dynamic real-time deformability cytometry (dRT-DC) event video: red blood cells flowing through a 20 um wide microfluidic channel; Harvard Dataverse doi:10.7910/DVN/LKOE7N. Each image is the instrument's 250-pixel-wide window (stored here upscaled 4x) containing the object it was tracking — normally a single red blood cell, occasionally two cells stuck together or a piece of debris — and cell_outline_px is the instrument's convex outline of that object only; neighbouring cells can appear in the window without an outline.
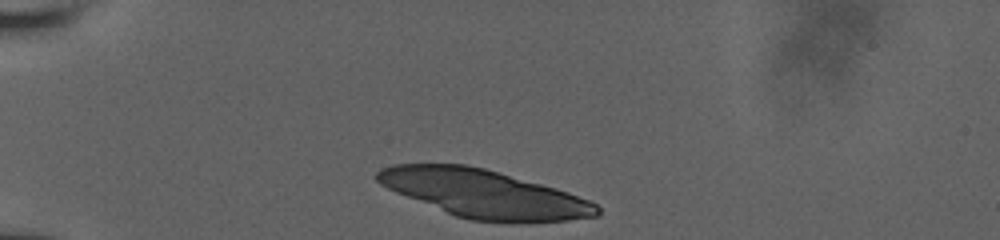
{"species": "human", "species_latin": "Homo sapiens", "temperature_condition": "room temperature", "stored_images_in_passage": 44, "camera_frame_rate_fps": 3000, "um_per_image_px": 0.085, "donor": {"sex": "male"}, "frame": {"image": 1, "passage_image": 1, "time_ms": 0.0, "image_size_px": [1000, 240], "cell_outline_px": [[600, 216], [568, 220], [528, 224], [512, 224], [472, 220], [456, 216], [396, 192], [380, 184], [376, 180], [376, 172], [392, 164], [468, 164], [484, 168], [556, 188], [568, 192], [588, 200], [596, 204], [600, 208]], "centroid_in_image_um": [41.2, 16.49], "position_along_channel_um": 43.8, "area_um2": 61.56}}
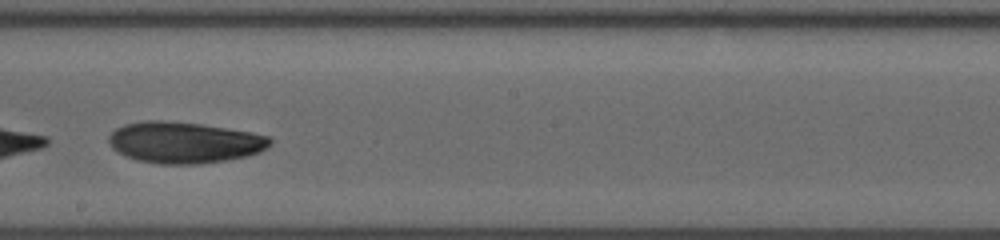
{"frame": {"image": 2, "passage_image": 23, "time_ms": 6.333, "image_size_px": [1000, 240], "cell_outline_px": [[272, 140], [268, 148], [260, 152], [248, 156], [200, 164], [160, 164], [136, 160], [112, 148], [108, 140], [108, 136], [116, 128], [124, 124], [144, 120], [160, 120], [200, 124], [252, 132], [268, 136]], "centroid_in_image_um": [15.67, 12.11], "position_along_channel_um": 232.5, "area_um2": 38.78}}
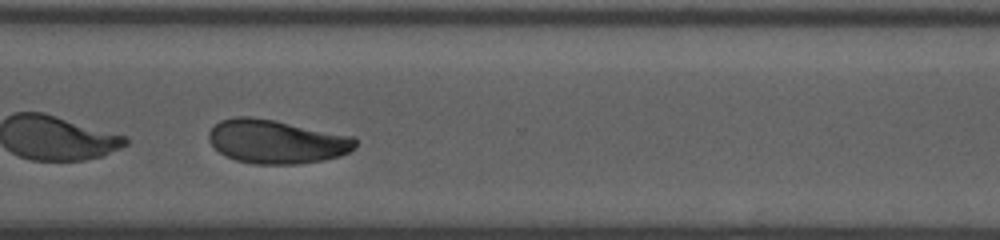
{"frame": {"image": 3, "passage_image": 35, "time_ms": 9.333, "image_size_px": [1000, 240], "cell_outline_px": [[356, 144], [348, 152], [340, 156], [324, 160], [296, 164], [256, 164], [236, 160], [224, 156], [208, 140], [208, 132], [220, 120], [232, 116], [248, 116], [276, 120], [356, 136]], "centroid_in_image_um": [23.5, 12.02], "position_along_channel_um": 347.1, "area_um2": 37.69}, "authors_computed_cell_mechanics": {"area_um2": 38.8705, "velocity_mm_per_s": 3.8319, "shape_relaxation_time_tau1_ms": null, "shape_relaxation_time_tau2_ms": 6.0379, "deformation_change_tau1": null, "deformation_change_tau2": 0.0941}}